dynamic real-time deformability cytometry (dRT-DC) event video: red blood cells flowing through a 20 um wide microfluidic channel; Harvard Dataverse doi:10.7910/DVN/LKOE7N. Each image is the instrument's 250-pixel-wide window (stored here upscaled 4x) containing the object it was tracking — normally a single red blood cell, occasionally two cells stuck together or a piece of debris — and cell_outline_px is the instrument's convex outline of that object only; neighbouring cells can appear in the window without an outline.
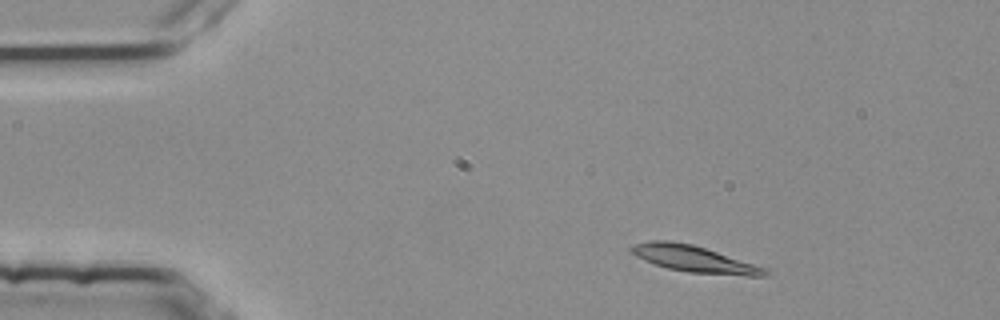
{"species": "common noctule bat (a hibernating species)", "species_latin": "Nyctalus noctula", "temperature_condition": "room temperature", "stored_images_in_passage": 4, "camera_frame_rate_fps": 3000, "um_per_image_px": 0.085, "animal": {"sex": "female", "body_mass_g": 25.1}, "frame": {"image": 1, "passage_image": 1, "time_ms": 0.0, "image_size_px": [1000, 320], "cell_outline_px": [[768, 272], [764, 276], [748, 276], [688, 272], [668, 268], [644, 260], [628, 252], [628, 248], [632, 244], [648, 240], [668, 240], [692, 244], [764, 268]], "centroid_in_image_um": [58.86, 21.99], "position_along_channel_um": 26.1, "area_um2": 20.29}}